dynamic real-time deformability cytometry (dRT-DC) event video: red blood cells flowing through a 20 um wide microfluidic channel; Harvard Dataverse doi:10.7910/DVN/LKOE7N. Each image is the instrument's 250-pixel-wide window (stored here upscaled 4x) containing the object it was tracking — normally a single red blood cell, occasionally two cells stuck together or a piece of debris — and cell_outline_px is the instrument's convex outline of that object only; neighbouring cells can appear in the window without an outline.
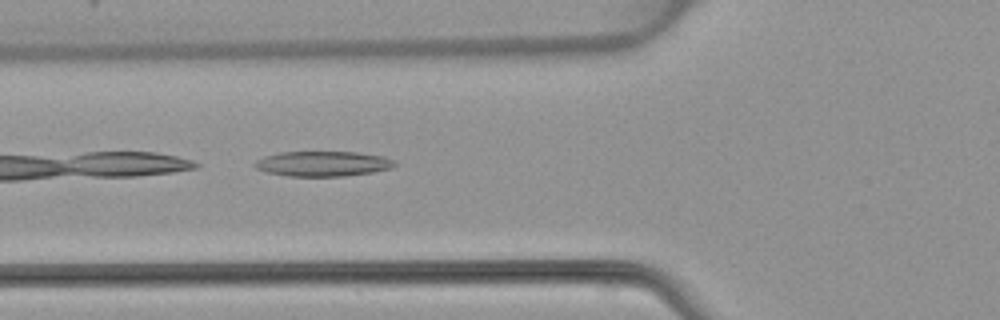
{"species": "common noctule bat (a hibernating species)", "species_latin": "Nyctalus noctula", "temperature_condition": "warm", "stored_images_in_passage": 4, "camera_frame_rate_fps": 3000, "um_per_image_px": 0.085, "animal": {"sex": "female", "body_mass_g": 22.7, "forearm_length_mm": 54.2}, "frame": {"image": 1, "passage_image": 4, "time_ms": 3.667, "image_size_px": [1000, 320], "cell_outline_px": [[396, 164], [392, 168], [372, 172], [344, 176], [288, 176], [268, 172], [256, 168], [252, 164], [256, 160], [264, 156], [280, 152], [356, 152], [384, 156], [396, 160]], "centroid_in_image_um": [27.46, 13.91], "position_along_channel_um": 98.3, "area_um2": 20.52}}